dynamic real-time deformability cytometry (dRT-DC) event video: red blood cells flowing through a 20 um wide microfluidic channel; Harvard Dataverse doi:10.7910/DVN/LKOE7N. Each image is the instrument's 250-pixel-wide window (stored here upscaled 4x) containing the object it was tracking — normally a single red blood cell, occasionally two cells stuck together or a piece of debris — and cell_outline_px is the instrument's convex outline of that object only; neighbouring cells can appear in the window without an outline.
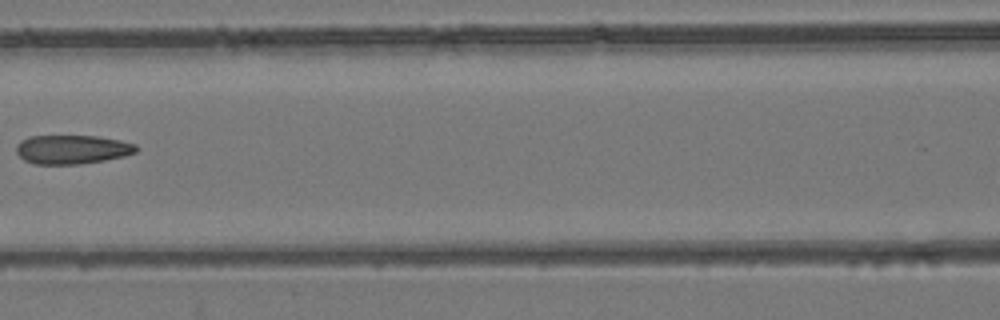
{"species": "common noctule bat (a hibernating species)", "species_latin": "Nyctalus noctula", "temperature_condition": "room temperature", "stored_images_in_passage": 9, "camera_frame_rate_fps": 3000, "um_per_image_px": 0.085, "animal": {"sex": "female", "body_mass_g": 24.6, "forearm_length_mm": 56.2}, "frame": {"image": 1, "passage_image": 8, "time_ms": 8.0, "image_size_px": [1000, 320], "cell_outline_px": [[140, 148], [136, 152], [124, 156], [104, 160], [80, 164], [32, 164], [24, 160], [16, 152], [16, 144], [20, 140], [28, 136], [96, 136], [120, 140], [136, 144]], "centroid_in_image_um": [6.12, 12.7], "position_along_channel_um": 160.5, "area_um2": 20.4}}
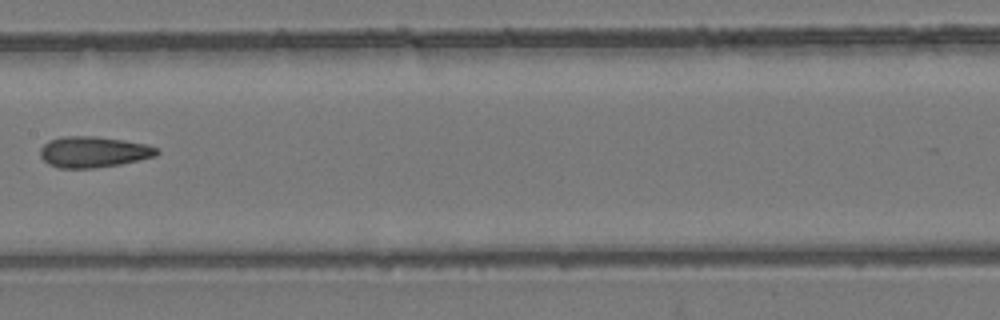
{"frame": {"image": 2, "passage_image": 9, "time_ms": 9.0, "image_size_px": [1000, 320], "cell_outline_px": [[160, 152], [156, 156], [120, 164], [96, 168], [56, 168], [48, 164], [40, 156], [40, 148], [48, 140], [64, 136], [96, 136], [124, 140], [148, 144], [156, 148]], "centroid_in_image_um": [7.93, 12.91], "position_along_channel_um": 199.5, "area_um2": 21.21}}